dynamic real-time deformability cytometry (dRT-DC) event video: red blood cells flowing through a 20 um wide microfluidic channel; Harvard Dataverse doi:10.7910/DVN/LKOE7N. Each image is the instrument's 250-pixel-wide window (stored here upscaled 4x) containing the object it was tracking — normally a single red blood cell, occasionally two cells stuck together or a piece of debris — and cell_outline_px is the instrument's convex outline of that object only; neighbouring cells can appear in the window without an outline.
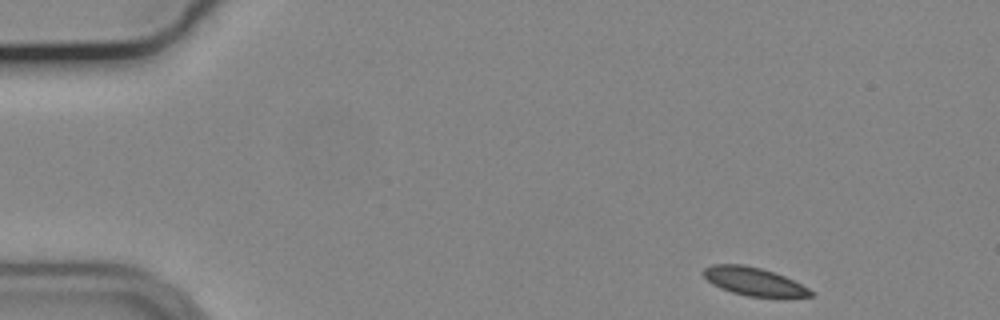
{"species": "common noctule bat (a hibernating species)", "species_latin": "Nyctalus noctula", "temperature_condition": "cold", "stored_images_in_passage": 50, "camera_frame_rate_fps": 3000, "um_per_image_px": 0.085, "animal": {"sex": "male", "body_mass_g": 19.2, "forearm_length_mm": 51.8}, "frame": {"image": 1, "passage_image": 1, "time_ms": 0.0, "image_size_px": [1000, 320], "cell_outline_px": [[816, 292], [812, 296], [748, 296], [732, 292], [720, 288], [712, 284], [700, 272], [704, 268], [712, 264], [744, 264], [760, 268], [784, 276]], "centroid_in_image_um": [64.01, 23.9], "position_along_channel_um": 21.0, "area_um2": 17.34}}
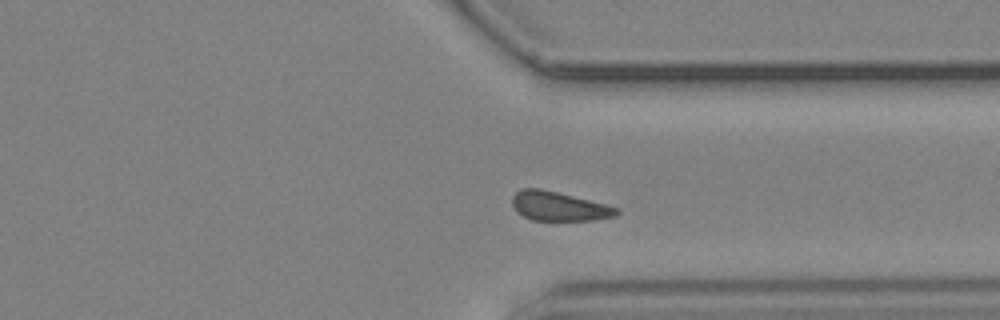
{"frame": {"image": 2, "passage_image": 37, "time_ms": 12.0, "image_size_px": [1000, 320], "cell_outline_px": [[620, 212], [616, 216], [592, 220], [532, 220], [516, 212], [512, 204], [512, 196], [520, 188], [540, 188], [620, 208]], "centroid_in_image_um": [47.48, 17.53], "position_along_channel_um": 363.9, "area_um2": 17.63}}
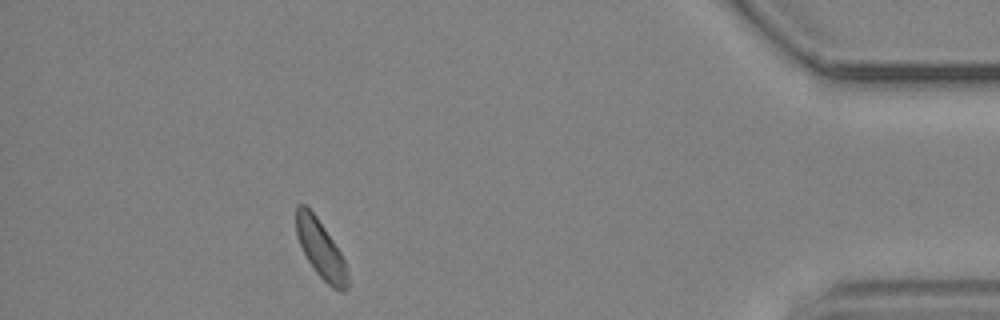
{"frame": {"image": 3, "passage_image": 45, "time_ms": 14.667, "image_size_px": [1000, 320], "cell_outline_px": [[348, 288], [344, 292], [340, 292], [332, 288], [316, 272], [308, 260], [300, 244], [296, 232], [296, 204], [304, 204], [316, 216], [340, 252], [344, 260], [348, 272]], "centroid_in_image_um": [27.27, 21.21], "position_along_channel_um": 407.9, "area_um2": 17.11}}